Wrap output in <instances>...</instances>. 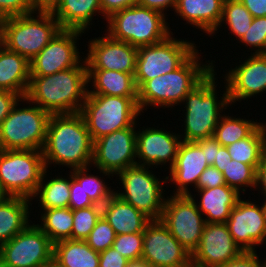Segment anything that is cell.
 I'll return each mask as SVG.
<instances>
[{"mask_svg":"<svg viewBox=\"0 0 266 267\" xmlns=\"http://www.w3.org/2000/svg\"><path fill=\"white\" fill-rule=\"evenodd\" d=\"M61 30L52 12L34 11L3 20V45L31 61Z\"/></svg>","mask_w":266,"mask_h":267,"instance_id":"cell-8","label":"cell"},{"mask_svg":"<svg viewBox=\"0 0 266 267\" xmlns=\"http://www.w3.org/2000/svg\"><path fill=\"white\" fill-rule=\"evenodd\" d=\"M238 43L249 46L248 49L254 51L250 54H260L266 43V17L254 18L250 28L247 29Z\"/></svg>","mask_w":266,"mask_h":267,"instance_id":"cell-41","label":"cell"},{"mask_svg":"<svg viewBox=\"0 0 266 267\" xmlns=\"http://www.w3.org/2000/svg\"><path fill=\"white\" fill-rule=\"evenodd\" d=\"M84 32L61 29L54 38L31 60L30 76H47L72 67L84 60L77 41ZM78 39V40H77ZM81 57V58H80Z\"/></svg>","mask_w":266,"mask_h":267,"instance_id":"cell-15","label":"cell"},{"mask_svg":"<svg viewBox=\"0 0 266 267\" xmlns=\"http://www.w3.org/2000/svg\"><path fill=\"white\" fill-rule=\"evenodd\" d=\"M29 0H0V18L28 15L33 13Z\"/></svg>","mask_w":266,"mask_h":267,"instance_id":"cell-42","label":"cell"},{"mask_svg":"<svg viewBox=\"0 0 266 267\" xmlns=\"http://www.w3.org/2000/svg\"><path fill=\"white\" fill-rule=\"evenodd\" d=\"M163 13L138 4L115 12L106 19V31L111 38L137 48L159 43L173 32Z\"/></svg>","mask_w":266,"mask_h":267,"instance_id":"cell-5","label":"cell"},{"mask_svg":"<svg viewBox=\"0 0 266 267\" xmlns=\"http://www.w3.org/2000/svg\"><path fill=\"white\" fill-rule=\"evenodd\" d=\"M251 15L256 17H266V0H240Z\"/></svg>","mask_w":266,"mask_h":267,"instance_id":"cell-51","label":"cell"},{"mask_svg":"<svg viewBox=\"0 0 266 267\" xmlns=\"http://www.w3.org/2000/svg\"><path fill=\"white\" fill-rule=\"evenodd\" d=\"M45 170L42 151L0 149V181L10 196L31 200Z\"/></svg>","mask_w":266,"mask_h":267,"instance_id":"cell-10","label":"cell"},{"mask_svg":"<svg viewBox=\"0 0 266 267\" xmlns=\"http://www.w3.org/2000/svg\"><path fill=\"white\" fill-rule=\"evenodd\" d=\"M41 212L39 218L41 221H38L41 223L36 225L49 237L53 244L71 239L73 228V210L71 208H51Z\"/></svg>","mask_w":266,"mask_h":267,"instance_id":"cell-33","label":"cell"},{"mask_svg":"<svg viewBox=\"0 0 266 267\" xmlns=\"http://www.w3.org/2000/svg\"><path fill=\"white\" fill-rule=\"evenodd\" d=\"M184 267H207V266H202V265H199V264H196L194 263L192 260L186 264Z\"/></svg>","mask_w":266,"mask_h":267,"instance_id":"cell-60","label":"cell"},{"mask_svg":"<svg viewBox=\"0 0 266 267\" xmlns=\"http://www.w3.org/2000/svg\"><path fill=\"white\" fill-rule=\"evenodd\" d=\"M10 196V194L4 189L2 182L0 181V204L6 201Z\"/></svg>","mask_w":266,"mask_h":267,"instance_id":"cell-56","label":"cell"},{"mask_svg":"<svg viewBox=\"0 0 266 267\" xmlns=\"http://www.w3.org/2000/svg\"><path fill=\"white\" fill-rule=\"evenodd\" d=\"M80 113L92 141L114 131L131 127L138 122V116L142 115L138 97L108 96L89 92Z\"/></svg>","mask_w":266,"mask_h":267,"instance_id":"cell-6","label":"cell"},{"mask_svg":"<svg viewBox=\"0 0 266 267\" xmlns=\"http://www.w3.org/2000/svg\"><path fill=\"white\" fill-rule=\"evenodd\" d=\"M250 200L240 198L226 222L234 242L243 251H257L259 245L266 244L262 205Z\"/></svg>","mask_w":266,"mask_h":267,"instance_id":"cell-18","label":"cell"},{"mask_svg":"<svg viewBox=\"0 0 266 267\" xmlns=\"http://www.w3.org/2000/svg\"><path fill=\"white\" fill-rule=\"evenodd\" d=\"M225 184L226 182L223 174L214 166L209 165L200 175L195 190L209 189Z\"/></svg>","mask_w":266,"mask_h":267,"instance_id":"cell-45","label":"cell"},{"mask_svg":"<svg viewBox=\"0 0 266 267\" xmlns=\"http://www.w3.org/2000/svg\"><path fill=\"white\" fill-rule=\"evenodd\" d=\"M92 166L70 170L72 177L83 183V190L88 194L91 201L99 206H103L114 194L115 189L110 188L105 180L98 175L89 174Z\"/></svg>","mask_w":266,"mask_h":267,"instance_id":"cell-36","label":"cell"},{"mask_svg":"<svg viewBox=\"0 0 266 267\" xmlns=\"http://www.w3.org/2000/svg\"><path fill=\"white\" fill-rule=\"evenodd\" d=\"M33 11L52 12L61 0H29Z\"/></svg>","mask_w":266,"mask_h":267,"instance_id":"cell-53","label":"cell"},{"mask_svg":"<svg viewBox=\"0 0 266 267\" xmlns=\"http://www.w3.org/2000/svg\"><path fill=\"white\" fill-rule=\"evenodd\" d=\"M87 71L88 84H92L93 87L89 85L90 94L138 97V89L133 74L104 69H87Z\"/></svg>","mask_w":266,"mask_h":267,"instance_id":"cell-28","label":"cell"},{"mask_svg":"<svg viewBox=\"0 0 266 267\" xmlns=\"http://www.w3.org/2000/svg\"><path fill=\"white\" fill-rule=\"evenodd\" d=\"M32 204L30 199L20 196H11L0 204V245L32 223L29 219Z\"/></svg>","mask_w":266,"mask_h":267,"instance_id":"cell-29","label":"cell"},{"mask_svg":"<svg viewBox=\"0 0 266 267\" xmlns=\"http://www.w3.org/2000/svg\"><path fill=\"white\" fill-rule=\"evenodd\" d=\"M208 166L206 156L196 142L182 141L176 161L168 169L170 175L166 176L167 181L175 184L172 195H190L191 185L195 190L200 175Z\"/></svg>","mask_w":266,"mask_h":267,"instance_id":"cell-22","label":"cell"},{"mask_svg":"<svg viewBox=\"0 0 266 267\" xmlns=\"http://www.w3.org/2000/svg\"><path fill=\"white\" fill-rule=\"evenodd\" d=\"M41 267H62L54 257H52L49 261L43 264Z\"/></svg>","mask_w":266,"mask_h":267,"instance_id":"cell-57","label":"cell"},{"mask_svg":"<svg viewBox=\"0 0 266 267\" xmlns=\"http://www.w3.org/2000/svg\"><path fill=\"white\" fill-rule=\"evenodd\" d=\"M199 53L201 54L197 49L176 70L147 80L138 89V106L142 113L150 106L154 109L182 106L188 93L216 68L213 60L201 61Z\"/></svg>","mask_w":266,"mask_h":267,"instance_id":"cell-3","label":"cell"},{"mask_svg":"<svg viewBox=\"0 0 266 267\" xmlns=\"http://www.w3.org/2000/svg\"><path fill=\"white\" fill-rule=\"evenodd\" d=\"M176 3H177V0H138L137 1L138 5L149 8V9L157 10L163 13L164 15H167V13L165 12L169 11V9L172 10V8H173L172 11L174 12Z\"/></svg>","mask_w":266,"mask_h":267,"instance_id":"cell-50","label":"cell"},{"mask_svg":"<svg viewBox=\"0 0 266 267\" xmlns=\"http://www.w3.org/2000/svg\"><path fill=\"white\" fill-rule=\"evenodd\" d=\"M47 171V169L44 171L41 182L31 201L37 199L35 202L39 201L38 207L41 206L42 210L69 207L70 171L66 178L65 176L62 177V175H55V177H51L50 179H48L49 175L47 174L49 173Z\"/></svg>","mask_w":266,"mask_h":267,"instance_id":"cell-31","label":"cell"},{"mask_svg":"<svg viewBox=\"0 0 266 267\" xmlns=\"http://www.w3.org/2000/svg\"><path fill=\"white\" fill-rule=\"evenodd\" d=\"M102 216V206L73 210V228L71 239L85 240Z\"/></svg>","mask_w":266,"mask_h":267,"instance_id":"cell-38","label":"cell"},{"mask_svg":"<svg viewBox=\"0 0 266 267\" xmlns=\"http://www.w3.org/2000/svg\"><path fill=\"white\" fill-rule=\"evenodd\" d=\"M255 189L259 191L261 190L259 194L261 193V195L264 197L263 200H266V156L262 159V162L258 165L256 169Z\"/></svg>","mask_w":266,"mask_h":267,"instance_id":"cell-52","label":"cell"},{"mask_svg":"<svg viewBox=\"0 0 266 267\" xmlns=\"http://www.w3.org/2000/svg\"><path fill=\"white\" fill-rule=\"evenodd\" d=\"M137 123L140 122L93 141L92 166L104 177H114V174L137 165Z\"/></svg>","mask_w":266,"mask_h":267,"instance_id":"cell-12","label":"cell"},{"mask_svg":"<svg viewBox=\"0 0 266 267\" xmlns=\"http://www.w3.org/2000/svg\"><path fill=\"white\" fill-rule=\"evenodd\" d=\"M112 248L121 253L129 261L141 259L143 252V232L116 235Z\"/></svg>","mask_w":266,"mask_h":267,"instance_id":"cell-40","label":"cell"},{"mask_svg":"<svg viewBox=\"0 0 266 267\" xmlns=\"http://www.w3.org/2000/svg\"><path fill=\"white\" fill-rule=\"evenodd\" d=\"M173 35L159 43L138 48L134 74L137 89L147 80L176 70L197 50L194 41L177 39Z\"/></svg>","mask_w":266,"mask_h":267,"instance_id":"cell-11","label":"cell"},{"mask_svg":"<svg viewBox=\"0 0 266 267\" xmlns=\"http://www.w3.org/2000/svg\"><path fill=\"white\" fill-rule=\"evenodd\" d=\"M53 257L62 267H99V253L85 240L67 239L54 243Z\"/></svg>","mask_w":266,"mask_h":267,"instance_id":"cell-30","label":"cell"},{"mask_svg":"<svg viewBox=\"0 0 266 267\" xmlns=\"http://www.w3.org/2000/svg\"><path fill=\"white\" fill-rule=\"evenodd\" d=\"M150 267H184L192 260L189 253L161 220H152L143 231L142 258Z\"/></svg>","mask_w":266,"mask_h":267,"instance_id":"cell-16","label":"cell"},{"mask_svg":"<svg viewBox=\"0 0 266 267\" xmlns=\"http://www.w3.org/2000/svg\"><path fill=\"white\" fill-rule=\"evenodd\" d=\"M129 260L110 247L99 253V267H127Z\"/></svg>","mask_w":266,"mask_h":267,"instance_id":"cell-46","label":"cell"},{"mask_svg":"<svg viewBox=\"0 0 266 267\" xmlns=\"http://www.w3.org/2000/svg\"><path fill=\"white\" fill-rule=\"evenodd\" d=\"M116 238L114 229L102 215L92 229L85 242L96 252L100 253L112 247Z\"/></svg>","mask_w":266,"mask_h":267,"instance_id":"cell-39","label":"cell"},{"mask_svg":"<svg viewBox=\"0 0 266 267\" xmlns=\"http://www.w3.org/2000/svg\"><path fill=\"white\" fill-rule=\"evenodd\" d=\"M3 20L0 18V47L3 45Z\"/></svg>","mask_w":266,"mask_h":267,"instance_id":"cell-58","label":"cell"},{"mask_svg":"<svg viewBox=\"0 0 266 267\" xmlns=\"http://www.w3.org/2000/svg\"><path fill=\"white\" fill-rule=\"evenodd\" d=\"M127 267H150L146 262L142 259L129 261Z\"/></svg>","mask_w":266,"mask_h":267,"instance_id":"cell-55","label":"cell"},{"mask_svg":"<svg viewBox=\"0 0 266 267\" xmlns=\"http://www.w3.org/2000/svg\"><path fill=\"white\" fill-rule=\"evenodd\" d=\"M244 62L226 72L223 79L227 85L231 107L242 100L266 93V57L251 54ZM256 95V96H255ZM237 101V102H236Z\"/></svg>","mask_w":266,"mask_h":267,"instance_id":"cell-20","label":"cell"},{"mask_svg":"<svg viewBox=\"0 0 266 267\" xmlns=\"http://www.w3.org/2000/svg\"><path fill=\"white\" fill-rule=\"evenodd\" d=\"M88 194L83 190V183H78L70 172V199L69 208L78 210L94 206Z\"/></svg>","mask_w":266,"mask_h":267,"instance_id":"cell-43","label":"cell"},{"mask_svg":"<svg viewBox=\"0 0 266 267\" xmlns=\"http://www.w3.org/2000/svg\"><path fill=\"white\" fill-rule=\"evenodd\" d=\"M222 174L226 184L239 194L245 193L248 187L255 189L256 169L252 165L231 159L222 168Z\"/></svg>","mask_w":266,"mask_h":267,"instance_id":"cell-37","label":"cell"},{"mask_svg":"<svg viewBox=\"0 0 266 267\" xmlns=\"http://www.w3.org/2000/svg\"><path fill=\"white\" fill-rule=\"evenodd\" d=\"M97 13L104 17L100 0H61L52 11L61 29L78 30L84 34L91 28Z\"/></svg>","mask_w":266,"mask_h":267,"instance_id":"cell-25","label":"cell"},{"mask_svg":"<svg viewBox=\"0 0 266 267\" xmlns=\"http://www.w3.org/2000/svg\"><path fill=\"white\" fill-rule=\"evenodd\" d=\"M45 167L79 169L92 166L93 141L80 112L51 114L42 149Z\"/></svg>","mask_w":266,"mask_h":267,"instance_id":"cell-1","label":"cell"},{"mask_svg":"<svg viewBox=\"0 0 266 267\" xmlns=\"http://www.w3.org/2000/svg\"><path fill=\"white\" fill-rule=\"evenodd\" d=\"M102 215L116 235L143 232L152 221L115 194L102 206Z\"/></svg>","mask_w":266,"mask_h":267,"instance_id":"cell-26","label":"cell"},{"mask_svg":"<svg viewBox=\"0 0 266 267\" xmlns=\"http://www.w3.org/2000/svg\"><path fill=\"white\" fill-rule=\"evenodd\" d=\"M87 55L83 58L87 69L114 70L135 74L138 48L111 38L107 33L88 41Z\"/></svg>","mask_w":266,"mask_h":267,"instance_id":"cell-19","label":"cell"},{"mask_svg":"<svg viewBox=\"0 0 266 267\" xmlns=\"http://www.w3.org/2000/svg\"><path fill=\"white\" fill-rule=\"evenodd\" d=\"M214 69L199 85L184 98V131L179 133L182 141L196 142L213 137L214 131L225 110L230 109L227 85L222 96L218 97V77ZM217 80V81H216ZM216 81V82H215ZM220 98V100H219ZM229 107V108H227ZM186 111V112H185ZM224 111V112H223Z\"/></svg>","mask_w":266,"mask_h":267,"instance_id":"cell-4","label":"cell"},{"mask_svg":"<svg viewBox=\"0 0 266 267\" xmlns=\"http://www.w3.org/2000/svg\"><path fill=\"white\" fill-rule=\"evenodd\" d=\"M253 19L254 17L240 0H224L220 23L210 36H216L215 33H218L220 27L228 25L227 28L230 31L228 35L231 34L232 36L233 34L234 38L236 37L234 40L239 41L247 32V29L250 28Z\"/></svg>","mask_w":266,"mask_h":267,"instance_id":"cell-35","label":"cell"},{"mask_svg":"<svg viewBox=\"0 0 266 267\" xmlns=\"http://www.w3.org/2000/svg\"><path fill=\"white\" fill-rule=\"evenodd\" d=\"M191 254L198 248L206 221L189 195L166 196L160 219Z\"/></svg>","mask_w":266,"mask_h":267,"instance_id":"cell-13","label":"cell"},{"mask_svg":"<svg viewBox=\"0 0 266 267\" xmlns=\"http://www.w3.org/2000/svg\"><path fill=\"white\" fill-rule=\"evenodd\" d=\"M149 169V166L135 165L118 173L115 178L119 177L123 190H116L115 195L151 220H160L166 201L163 187L168 183L167 177L157 178L155 171Z\"/></svg>","mask_w":266,"mask_h":267,"instance_id":"cell-9","label":"cell"},{"mask_svg":"<svg viewBox=\"0 0 266 267\" xmlns=\"http://www.w3.org/2000/svg\"><path fill=\"white\" fill-rule=\"evenodd\" d=\"M231 161V155L228 153V150L225 146H222L217 152V156L215 157L214 166L222 173V168H224L225 164Z\"/></svg>","mask_w":266,"mask_h":267,"instance_id":"cell-54","label":"cell"},{"mask_svg":"<svg viewBox=\"0 0 266 267\" xmlns=\"http://www.w3.org/2000/svg\"><path fill=\"white\" fill-rule=\"evenodd\" d=\"M146 127L138 128L136 133L137 165L154 169L168 163L170 169L176 161L182 142L179 131L173 133L165 128Z\"/></svg>","mask_w":266,"mask_h":267,"instance_id":"cell-17","label":"cell"},{"mask_svg":"<svg viewBox=\"0 0 266 267\" xmlns=\"http://www.w3.org/2000/svg\"><path fill=\"white\" fill-rule=\"evenodd\" d=\"M242 251L234 242L226 223H206L192 261L202 266L219 267Z\"/></svg>","mask_w":266,"mask_h":267,"instance_id":"cell-21","label":"cell"},{"mask_svg":"<svg viewBox=\"0 0 266 267\" xmlns=\"http://www.w3.org/2000/svg\"><path fill=\"white\" fill-rule=\"evenodd\" d=\"M262 211H263V216H264V222H265V225H266V200H263Z\"/></svg>","mask_w":266,"mask_h":267,"instance_id":"cell-59","label":"cell"},{"mask_svg":"<svg viewBox=\"0 0 266 267\" xmlns=\"http://www.w3.org/2000/svg\"><path fill=\"white\" fill-rule=\"evenodd\" d=\"M228 115V116H227ZM221 116L219 123L214 131L213 137L221 144L228 146L238 140L248 137L262 122L229 116L228 114Z\"/></svg>","mask_w":266,"mask_h":267,"instance_id":"cell-34","label":"cell"},{"mask_svg":"<svg viewBox=\"0 0 266 267\" xmlns=\"http://www.w3.org/2000/svg\"><path fill=\"white\" fill-rule=\"evenodd\" d=\"M196 143L201 147L203 153L205 154L208 165H213L217 152L222 147L221 144L214 137L205 138L203 140L196 141Z\"/></svg>","mask_w":266,"mask_h":267,"instance_id":"cell-49","label":"cell"},{"mask_svg":"<svg viewBox=\"0 0 266 267\" xmlns=\"http://www.w3.org/2000/svg\"><path fill=\"white\" fill-rule=\"evenodd\" d=\"M223 3L224 0H177L174 13L210 36L220 23Z\"/></svg>","mask_w":266,"mask_h":267,"instance_id":"cell-24","label":"cell"},{"mask_svg":"<svg viewBox=\"0 0 266 267\" xmlns=\"http://www.w3.org/2000/svg\"><path fill=\"white\" fill-rule=\"evenodd\" d=\"M30 82V63L20 54L0 47V90L25 97Z\"/></svg>","mask_w":266,"mask_h":267,"instance_id":"cell-27","label":"cell"},{"mask_svg":"<svg viewBox=\"0 0 266 267\" xmlns=\"http://www.w3.org/2000/svg\"><path fill=\"white\" fill-rule=\"evenodd\" d=\"M53 257V243L33 222L0 245V267H41Z\"/></svg>","mask_w":266,"mask_h":267,"instance_id":"cell-14","label":"cell"},{"mask_svg":"<svg viewBox=\"0 0 266 267\" xmlns=\"http://www.w3.org/2000/svg\"><path fill=\"white\" fill-rule=\"evenodd\" d=\"M260 55H262V56H265V57H266V43H265V46H264V48L262 49V51H261Z\"/></svg>","mask_w":266,"mask_h":267,"instance_id":"cell-61","label":"cell"},{"mask_svg":"<svg viewBox=\"0 0 266 267\" xmlns=\"http://www.w3.org/2000/svg\"><path fill=\"white\" fill-rule=\"evenodd\" d=\"M20 102L30 105L20 107ZM50 115L25 97L19 99L1 123L0 149L42 151Z\"/></svg>","mask_w":266,"mask_h":267,"instance_id":"cell-7","label":"cell"},{"mask_svg":"<svg viewBox=\"0 0 266 267\" xmlns=\"http://www.w3.org/2000/svg\"><path fill=\"white\" fill-rule=\"evenodd\" d=\"M138 0H100L104 19L109 18L115 12L137 4Z\"/></svg>","mask_w":266,"mask_h":267,"instance_id":"cell-47","label":"cell"},{"mask_svg":"<svg viewBox=\"0 0 266 267\" xmlns=\"http://www.w3.org/2000/svg\"><path fill=\"white\" fill-rule=\"evenodd\" d=\"M22 97L11 91L0 90V126L3 120L10 114L11 109Z\"/></svg>","mask_w":266,"mask_h":267,"instance_id":"cell-48","label":"cell"},{"mask_svg":"<svg viewBox=\"0 0 266 267\" xmlns=\"http://www.w3.org/2000/svg\"><path fill=\"white\" fill-rule=\"evenodd\" d=\"M257 251H242L236 258L219 267H266V258L261 261Z\"/></svg>","mask_w":266,"mask_h":267,"instance_id":"cell-44","label":"cell"},{"mask_svg":"<svg viewBox=\"0 0 266 267\" xmlns=\"http://www.w3.org/2000/svg\"><path fill=\"white\" fill-rule=\"evenodd\" d=\"M85 60L47 76H30L25 98L50 114L80 112L89 92Z\"/></svg>","mask_w":266,"mask_h":267,"instance_id":"cell-2","label":"cell"},{"mask_svg":"<svg viewBox=\"0 0 266 267\" xmlns=\"http://www.w3.org/2000/svg\"><path fill=\"white\" fill-rule=\"evenodd\" d=\"M232 160L257 169L266 156V123H261L248 137L226 146Z\"/></svg>","mask_w":266,"mask_h":267,"instance_id":"cell-32","label":"cell"},{"mask_svg":"<svg viewBox=\"0 0 266 267\" xmlns=\"http://www.w3.org/2000/svg\"><path fill=\"white\" fill-rule=\"evenodd\" d=\"M194 192H198L199 202L195 199L196 194L189 196L195 201L206 223H226L232 208L242 198L241 194L227 184Z\"/></svg>","mask_w":266,"mask_h":267,"instance_id":"cell-23","label":"cell"}]
</instances>
